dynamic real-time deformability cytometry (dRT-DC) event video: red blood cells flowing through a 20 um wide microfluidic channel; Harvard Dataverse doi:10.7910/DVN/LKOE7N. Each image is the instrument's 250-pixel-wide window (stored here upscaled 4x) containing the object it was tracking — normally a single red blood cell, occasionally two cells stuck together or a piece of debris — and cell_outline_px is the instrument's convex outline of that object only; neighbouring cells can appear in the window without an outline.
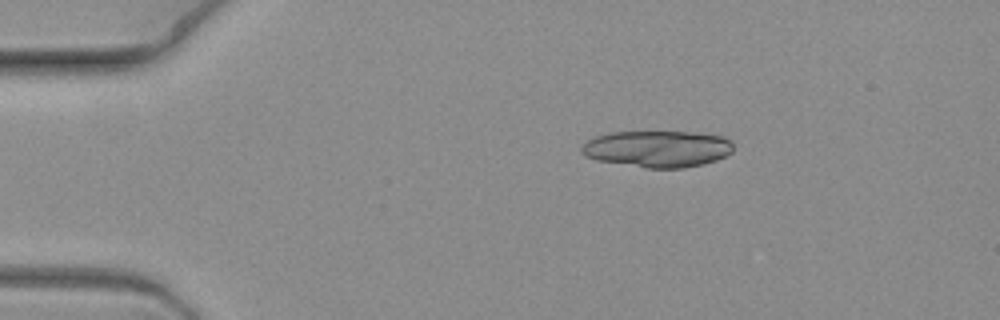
{"species": "common noctule bat (a hibernating species)", "species_latin": "Nyctalus noctula", "temperature_condition": "warm", "stored_images_in_passage": 3, "camera_frame_rate_fps": 3000, "um_per_image_px": 0.085, "animal": {"sex": "female", "body_mass_g": 19.3, "forearm_length_mm": 54.1}, "frame": {"image": 1, "passage_image": 1, "time_ms": 0.0, "image_size_px": [1000, 320], "cell_outline_px": [[732, 152], [716, 160], [684, 168], [648, 168], [596, 160], [584, 156], [580, 152], [580, 148], [588, 140], [596, 136], [608, 132], [688, 132], [724, 136], [732, 140]], "centroid_in_image_um": [55.86, 12.65], "position_along_channel_um": 29.1, "area_um2": 32.37}}